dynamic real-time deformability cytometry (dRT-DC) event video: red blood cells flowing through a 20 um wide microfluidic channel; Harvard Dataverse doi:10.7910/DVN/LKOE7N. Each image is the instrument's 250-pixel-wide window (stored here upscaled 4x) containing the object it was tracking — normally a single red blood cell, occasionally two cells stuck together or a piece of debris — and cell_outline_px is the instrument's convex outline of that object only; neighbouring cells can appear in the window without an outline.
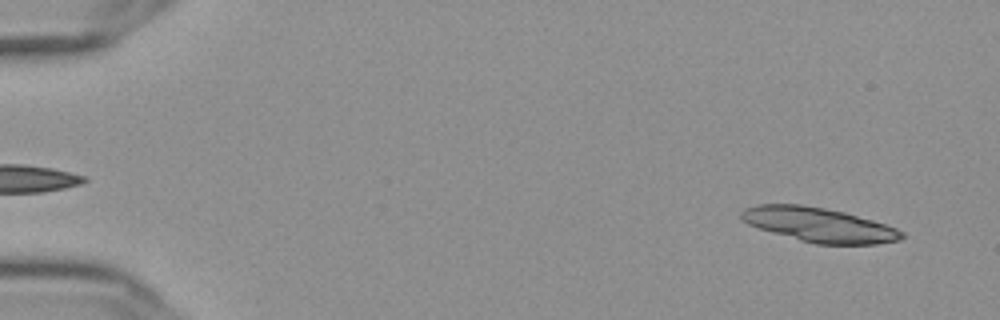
{"species": "Egyptian fruit bat (a non-hibernating species)", "species_latin": "Rousettus aegyptiacus", "temperature_condition": "cold", "stored_images_in_passage": 56, "segment_of_instrument_passage": [1, 2], "camera_frame_rate_fps": 3000, "um_per_image_px": 0.085, "frame": {"image": 1, "passage_image": 3, "time_ms": 0.667, "image_size_px": [1000, 320], "cell_outline_px": [[904, 236], [900, 240], [876, 244], [816, 244], [800, 240], [772, 232], [748, 224], [740, 216], [740, 212], [744, 208], [756, 204], [800, 204], [824, 208], [844, 212], [872, 220], [896, 228], [904, 232]], "centroid_in_image_um": [69.61, 19.1], "position_along_channel_um": 15.4, "area_um2": 31.91}}